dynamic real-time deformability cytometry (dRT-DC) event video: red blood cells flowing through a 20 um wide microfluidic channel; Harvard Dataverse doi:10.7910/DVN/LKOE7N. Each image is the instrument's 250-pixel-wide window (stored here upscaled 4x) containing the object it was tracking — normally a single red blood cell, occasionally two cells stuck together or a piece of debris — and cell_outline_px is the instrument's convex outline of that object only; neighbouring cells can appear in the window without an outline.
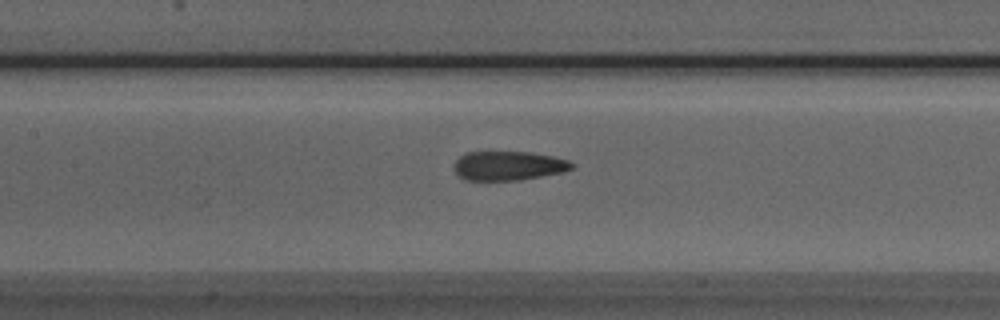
{"species": "Egyptian fruit bat (a non-hibernating species)", "species_latin": "Rousettus aegyptiacus", "temperature_condition": "room temperature", "stored_images_in_passage": 28, "camera_frame_rate_fps": 3000, "um_per_image_px": 0.085, "animal": {"sex": "male"}, "frame": {"image": 1, "passage_image": 12, "time_ms": 3.667, "image_size_px": [1000, 320], "cell_outline_px": [[576, 164], [572, 168], [564, 172], [520, 180], [464, 180], [456, 172], [456, 160], [464, 152], [528, 152], [552, 156], [568, 160]], "centroid_in_image_um": [43.25, 14.09], "position_along_channel_um": 164.1, "area_um2": 19.94}}
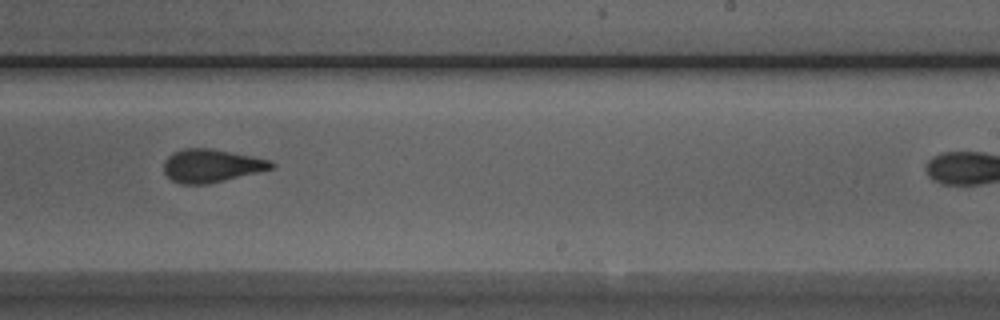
{"frame": {"image": 2, "passage_image": 20, "time_ms": 6.333, "image_size_px": [1000, 320], "cell_outline_px": [[276, 164], [272, 168], [208, 184], [180, 184], [172, 180], [164, 172], [164, 160], [172, 152], [184, 148], [212, 148], [272, 160]], "centroid_in_image_um": [17.94, 14.07], "position_along_channel_um": 271.1, "area_um2": 20.69}}
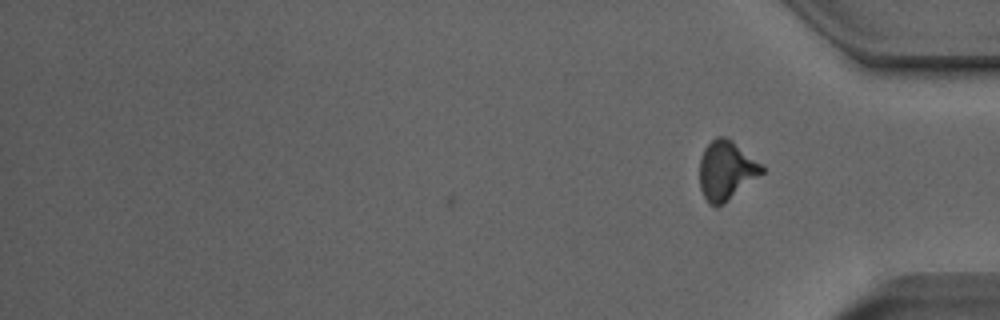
{"frame": {"image": 3, "passage_image": 28, "time_ms": 9.0, "image_size_px": [1000, 320], "cell_outline_px": [[764, 172], [724, 204], [716, 208], [708, 204], [700, 188], [700, 156], [704, 148], [716, 136], [724, 136], [732, 140], [760, 164], [764, 168]], "centroid_in_image_um": [61.69, 14.51], "position_along_channel_um": 373.5, "area_um2": 21.39}, "authors_computed_cell_mechanics": {"area_um2": 21.0392, "velocity_mm_per_s": 4.0207, "shape_relaxation_time_tau1_ms": 5.6841, "shape_relaxation_time_tau2_ms": 1.4147, "deformation_change_tau1": 0.1835, "deformation_change_tau2": 0.0887}}